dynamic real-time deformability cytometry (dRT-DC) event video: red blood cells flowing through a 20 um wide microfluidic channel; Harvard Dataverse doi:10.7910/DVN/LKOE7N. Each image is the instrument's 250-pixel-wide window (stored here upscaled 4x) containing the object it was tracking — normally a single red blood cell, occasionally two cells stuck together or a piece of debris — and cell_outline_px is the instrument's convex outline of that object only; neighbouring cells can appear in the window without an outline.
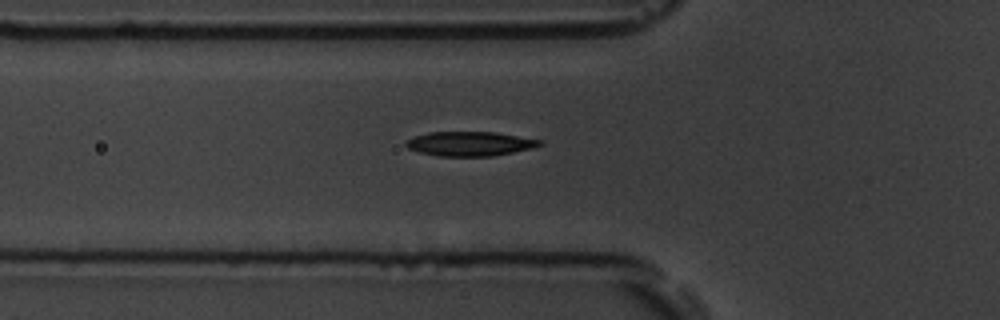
{"species": "common noctule bat (a hibernating species)", "species_latin": "Nyctalus noctula", "temperature_condition": "room temperature", "stored_images_in_passage": 39, "camera_frame_rate_fps": 3000, "um_per_image_px": 0.085, "animal": {"sex": "male", "body_mass_g": 19.5, "forearm_length_mm": 54.6}, "frame": {"image": 1, "passage_image": 2, "time_ms": 0.333, "image_size_px": [1000, 320], "cell_outline_px": [[544, 144], [532, 148], [492, 156], [436, 156], [420, 152], [408, 148], [404, 144], [404, 140], [428, 132], [496, 132], [544, 140]], "centroid_in_image_um": [39.95, 12.21], "position_along_channel_um": 85.9, "area_um2": 19.13}}
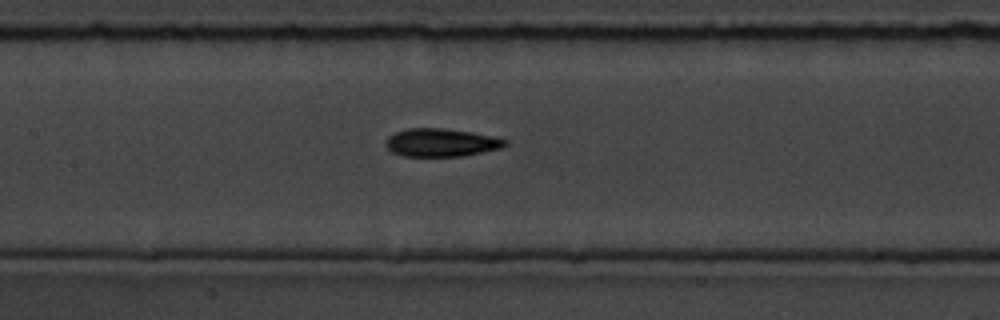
{"frame": {"image": 2, "passage_image": 9, "time_ms": 2.667, "image_size_px": [1000, 320], "cell_outline_px": [[508, 144], [500, 148], [464, 156], [404, 156], [392, 152], [384, 144], [388, 136], [396, 132], [408, 128], [444, 128], [472, 132], [492, 136], [508, 140]], "centroid_in_image_um": [37.49, 12.11], "position_along_channel_um": 169.9, "area_um2": 19.54}}
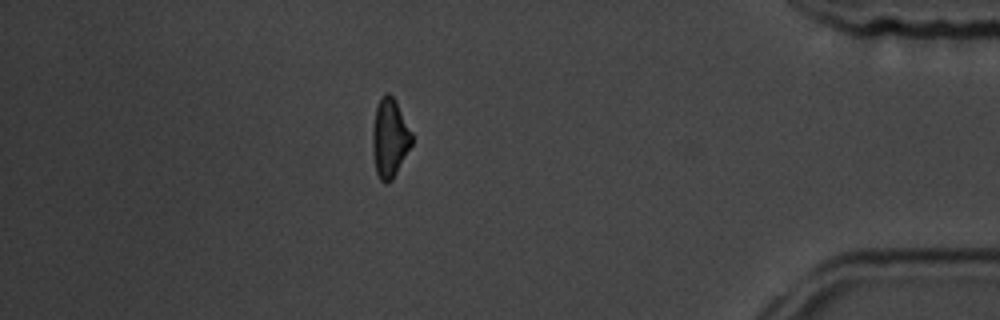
{"frame": {"image": 3, "passage_image": 32, "time_ms": 10.333, "image_size_px": [1000, 320], "cell_outline_px": [[412, 144], [392, 180], [384, 184], [380, 180], [376, 172], [372, 152], [372, 128], [376, 104], [380, 96], [384, 92], [388, 92], [396, 100], [412, 132]], "centroid_in_image_um": [33.11, 11.69], "position_along_channel_um": 402.1, "area_um2": 18.38}}